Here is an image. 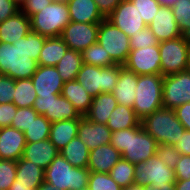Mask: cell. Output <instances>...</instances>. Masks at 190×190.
Wrapping results in <instances>:
<instances>
[{
  "label": "cell",
  "instance_id": "obj_50",
  "mask_svg": "<svg viewBox=\"0 0 190 190\" xmlns=\"http://www.w3.org/2000/svg\"><path fill=\"white\" fill-rule=\"evenodd\" d=\"M175 113L186 130L190 131V102L176 107Z\"/></svg>",
  "mask_w": 190,
  "mask_h": 190
},
{
  "label": "cell",
  "instance_id": "obj_31",
  "mask_svg": "<svg viewBox=\"0 0 190 190\" xmlns=\"http://www.w3.org/2000/svg\"><path fill=\"white\" fill-rule=\"evenodd\" d=\"M16 179L18 184L40 185L44 181L45 169L24 158L16 161Z\"/></svg>",
  "mask_w": 190,
  "mask_h": 190
},
{
  "label": "cell",
  "instance_id": "obj_37",
  "mask_svg": "<svg viewBox=\"0 0 190 190\" xmlns=\"http://www.w3.org/2000/svg\"><path fill=\"white\" fill-rule=\"evenodd\" d=\"M171 8L182 36L190 37V0H177Z\"/></svg>",
  "mask_w": 190,
  "mask_h": 190
},
{
  "label": "cell",
  "instance_id": "obj_25",
  "mask_svg": "<svg viewBox=\"0 0 190 190\" xmlns=\"http://www.w3.org/2000/svg\"><path fill=\"white\" fill-rule=\"evenodd\" d=\"M118 105L112 93L103 92L92 98L91 107L84 115L91 122L107 124L110 114Z\"/></svg>",
  "mask_w": 190,
  "mask_h": 190
},
{
  "label": "cell",
  "instance_id": "obj_35",
  "mask_svg": "<svg viewBox=\"0 0 190 190\" xmlns=\"http://www.w3.org/2000/svg\"><path fill=\"white\" fill-rule=\"evenodd\" d=\"M51 122L38 114L28 129L24 132L26 142H38L49 139Z\"/></svg>",
  "mask_w": 190,
  "mask_h": 190
},
{
  "label": "cell",
  "instance_id": "obj_51",
  "mask_svg": "<svg viewBox=\"0 0 190 190\" xmlns=\"http://www.w3.org/2000/svg\"><path fill=\"white\" fill-rule=\"evenodd\" d=\"M181 155H190V131L185 130L175 145Z\"/></svg>",
  "mask_w": 190,
  "mask_h": 190
},
{
  "label": "cell",
  "instance_id": "obj_40",
  "mask_svg": "<svg viewBox=\"0 0 190 190\" xmlns=\"http://www.w3.org/2000/svg\"><path fill=\"white\" fill-rule=\"evenodd\" d=\"M17 164L13 160H0V190H8L15 181Z\"/></svg>",
  "mask_w": 190,
  "mask_h": 190
},
{
  "label": "cell",
  "instance_id": "obj_6",
  "mask_svg": "<svg viewBox=\"0 0 190 190\" xmlns=\"http://www.w3.org/2000/svg\"><path fill=\"white\" fill-rule=\"evenodd\" d=\"M70 21L67 2L52 1L30 17L31 30L45 37L61 36Z\"/></svg>",
  "mask_w": 190,
  "mask_h": 190
},
{
  "label": "cell",
  "instance_id": "obj_12",
  "mask_svg": "<svg viewBox=\"0 0 190 190\" xmlns=\"http://www.w3.org/2000/svg\"><path fill=\"white\" fill-rule=\"evenodd\" d=\"M33 108L51 123L62 120L80 119L82 117L74 108L73 104L61 94L57 97H37Z\"/></svg>",
  "mask_w": 190,
  "mask_h": 190
},
{
  "label": "cell",
  "instance_id": "obj_39",
  "mask_svg": "<svg viewBox=\"0 0 190 190\" xmlns=\"http://www.w3.org/2000/svg\"><path fill=\"white\" fill-rule=\"evenodd\" d=\"M38 113L33 107H17V112L13 118L10 127L22 131L23 133L28 129L33 119L37 117Z\"/></svg>",
  "mask_w": 190,
  "mask_h": 190
},
{
  "label": "cell",
  "instance_id": "obj_43",
  "mask_svg": "<svg viewBox=\"0 0 190 190\" xmlns=\"http://www.w3.org/2000/svg\"><path fill=\"white\" fill-rule=\"evenodd\" d=\"M156 155L166 166L172 170L176 169L177 162L181 156L175 146L164 144L157 146Z\"/></svg>",
  "mask_w": 190,
  "mask_h": 190
},
{
  "label": "cell",
  "instance_id": "obj_38",
  "mask_svg": "<svg viewBox=\"0 0 190 190\" xmlns=\"http://www.w3.org/2000/svg\"><path fill=\"white\" fill-rule=\"evenodd\" d=\"M89 190H122L109 173L90 172L88 181Z\"/></svg>",
  "mask_w": 190,
  "mask_h": 190
},
{
  "label": "cell",
  "instance_id": "obj_8",
  "mask_svg": "<svg viewBox=\"0 0 190 190\" xmlns=\"http://www.w3.org/2000/svg\"><path fill=\"white\" fill-rule=\"evenodd\" d=\"M175 182L174 170L166 166L156 154L147 161H141L134 165V184L159 187L175 186Z\"/></svg>",
  "mask_w": 190,
  "mask_h": 190
},
{
  "label": "cell",
  "instance_id": "obj_7",
  "mask_svg": "<svg viewBox=\"0 0 190 190\" xmlns=\"http://www.w3.org/2000/svg\"><path fill=\"white\" fill-rule=\"evenodd\" d=\"M121 65L108 67L83 64L76 80L82 84L88 94L95 97L103 92L111 93L119 78Z\"/></svg>",
  "mask_w": 190,
  "mask_h": 190
},
{
  "label": "cell",
  "instance_id": "obj_47",
  "mask_svg": "<svg viewBox=\"0 0 190 190\" xmlns=\"http://www.w3.org/2000/svg\"><path fill=\"white\" fill-rule=\"evenodd\" d=\"M52 0H26L20 10L29 18L49 5Z\"/></svg>",
  "mask_w": 190,
  "mask_h": 190
},
{
  "label": "cell",
  "instance_id": "obj_48",
  "mask_svg": "<svg viewBox=\"0 0 190 190\" xmlns=\"http://www.w3.org/2000/svg\"><path fill=\"white\" fill-rule=\"evenodd\" d=\"M100 13L106 19L123 0H94Z\"/></svg>",
  "mask_w": 190,
  "mask_h": 190
},
{
  "label": "cell",
  "instance_id": "obj_49",
  "mask_svg": "<svg viewBox=\"0 0 190 190\" xmlns=\"http://www.w3.org/2000/svg\"><path fill=\"white\" fill-rule=\"evenodd\" d=\"M20 8L11 0H0V23L18 12Z\"/></svg>",
  "mask_w": 190,
  "mask_h": 190
},
{
  "label": "cell",
  "instance_id": "obj_16",
  "mask_svg": "<svg viewBox=\"0 0 190 190\" xmlns=\"http://www.w3.org/2000/svg\"><path fill=\"white\" fill-rule=\"evenodd\" d=\"M31 79L37 97H57L61 94L64 81L55 66L38 65Z\"/></svg>",
  "mask_w": 190,
  "mask_h": 190
},
{
  "label": "cell",
  "instance_id": "obj_52",
  "mask_svg": "<svg viewBox=\"0 0 190 190\" xmlns=\"http://www.w3.org/2000/svg\"><path fill=\"white\" fill-rule=\"evenodd\" d=\"M39 185H24L14 181L8 190H37Z\"/></svg>",
  "mask_w": 190,
  "mask_h": 190
},
{
  "label": "cell",
  "instance_id": "obj_20",
  "mask_svg": "<svg viewBox=\"0 0 190 190\" xmlns=\"http://www.w3.org/2000/svg\"><path fill=\"white\" fill-rule=\"evenodd\" d=\"M31 29L30 18L21 10L0 23V42L13 44Z\"/></svg>",
  "mask_w": 190,
  "mask_h": 190
},
{
  "label": "cell",
  "instance_id": "obj_58",
  "mask_svg": "<svg viewBox=\"0 0 190 190\" xmlns=\"http://www.w3.org/2000/svg\"><path fill=\"white\" fill-rule=\"evenodd\" d=\"M122 190H144V187L137 184H131L130 186H127Z\"/></svg>",
  "mask_w": 190,
  "mask_h": 190
},
{
  "label": "cell",
  "instance_id": "obj_34",
  "mask_svg": "<svg viewBox=\"0 0 190 190\" xmlns=\"http://www.w3.org/2000/svg\"><path fill=\"white\" fill-rule=\"evenodd\" d=\"M82 60L86 65H94L100 67H108L116 64L110 57L109 53L105 51L104 47L100 43L88 46L82 52Z\"/></svg>",
  "mask_w": 190,
  "mask_h": 190
},
{
  "label": "cell",
  "instance_id": "obj_46",
  "mask_svg": "<svg viewBox=\"0 0 190 190\" xmlns=\"http://www.w3.org/2000/svg\"><path fill=\"white\" fill-rule=\"evenodd\" d=\"M174 172L176 180L190 179V155L180 156Z\"/></svg>",
  "mask_w": 190,
  "mask_h": 190
},
{
  "label": "cell",
  "instance_id": "obj_29",
  "mask_svg": "<svg viewBox=\"0 0 190 190\" xmlns=\"http://www.w3.org/2000/svg\"><path fill=\"white\" fill-rule=\"evenodd\" d=\"M140 122L141 120L137 117L133 108L118 104L110 114L106 126L114 132L137 127Z\"/></svg>",
  "mask_w": 190,
  "mask_h": 190
},
{
  "label": "cell",
  "instance_id": "obj_23",
  "mask_svg": "<svg viewBox=\"0 0 190 190\" xmlns=\"http://www.w3.org/2000/svg\"><path fill=\"white\" fill-rule=\"evenodd\" d=\"M137 78L138 75L134 71L121 65L118 81L111 92L118 104L133 108L136 97Z\"/></svg>",
  "mask_w": 190,
  "mask_h": 190
},
{
  "label": "cell",
  "instance_id": "obj_55",
  "mask_svg": "<svg viewBox=\"0 0 190 190\" xmlns=\"http://www.w3.org/2000/svg\"><path fill=\"white\" fill-rule=\"evenodd\" d=\"M143 187H144V190H175V186L152 187L151 185H147Z\"/></svg>",
  "mask_w": 190,
  "mask_h": 190
},
{
  "label": "cell",
  "instance_id": "obj_41",
  "mask_svg": "<svg viewBox=\"0 0 190 190\" xmlns=\"http://www.w3.org/2000/svg\"><path fill=\"white\" fill-rule=\"evenodd\" d=\"M137 8L140 16L148 26L157 14L160 4L157 0H130Z\"/></svg>",
  "mask_w": 190,
  "mask_h": 190
},
{
  "label": "cell",
  "instance_id": "obj_61",
  "mask_svg": "<svg viewBox=\"0 0 190 190\" xmlns=\"http://www.w3.org/2000/svg\"><path fill=\"white\" fill-rule=\"evenodd\" d=\"M81 190H89V189H88V187H85V188H83V189H81Z\"/></svg>",
  "mask_w": 190,
  "mask_h": 190
},
{
  "label": "cell",
  "instance_id": "obj_24",
  "mask_svg": "<svg viewBox=\"0 0 190 190\" xmlns=\"http://www.w3.org/2000/svg\"><path fill=\"white\" fill-rule=\"evenodd\" d=\"M70 20L79 23H100L105 18L94 0H68Z\"/></svg>",
  "mask_w": 190,
  "mask_h": 190
},
{
  "label": "cell",
  "instance_id": "obj_26",
  "mask_svg": "<svg viewBox=\"0 0 190 190\" xmlns=\"http://www.w3.org/2000/svg\"><path fill=\"white\" fill-rule=\"evenodd\" d=\"M61 95L73 104L81 116H84L91 107L93 97L77 80L65 82Z\"/></svg>",
  "mask_w": 190,
  "mask_h": 190
},
{
  "label": "cell",
  "instance_id": "obj_4",
  "mask_svg": "<svg viewBox=\"0 0 190 190\" xmlns=\"http://www.w3.org/2000/svg\"><path fill=\"white\" fill-rule=\"evenodd\" d=\"M90 171L72 166L60 153L45 169L44 181L62 190H81L88 187Z\"/></svg>",
  "mask_w": 190,
  "mask_h": 190
},
{
  "label": "cell",
  "instance_id": "obj_21",
  "mask_svg": "<svg viewBox=\"0 0 190 190\" xmlns=\"http://www.w3.org/2000/svg\"><path fill=\"white\" fill-rule=\"evenodd\" d=\"M120 158V152L111 144L101 145L89 151L87 169L90 172L109 173Z\"/></svg>",
  "mask_w": 190,
  "mask_h": 190
},
{
  "label": "cell",
  "instance_id": "obj_10",
  "mask_svg": "<svg viewBox=\"0 0 190 190\" xmlns=\"http://www.w3.org/2000/svg\"><path fill=\"white\" fill-rule=\"evenodd\" d=\"M161 75L168 76L188 70L187 37L179 36L159 42Z\"/></svg>",
  "mask_w": 190,
  "mask_h": 190
},
{
  "label": "cell",
  "instance_id": "obj_56",
  "mask_svg": "<svg viewBox=\"0 0 190 190\" xmlns=\"http://www.w3.org/2000/svg\"><path fill=\"white\" fill-rule=\"evenodd\" d=\"M157 2L162 6L172 7L176 4L177 0H157Z\"/></svg>",
  "mask_w": 190,
  "mask_h": 190
},
{
  "label": "cell",
  "instance_id": "obj_2",
  "mask_svg": "<svg viewBox=\"0 0 190 190\" xmlns=\"http://www.w3.org/2000/svg\"><path fill=\"white\" fill-rule=\"evenodd\" d=\"M110 144L121 157L131 164L147 161L157 152V141L145 131L141 124L125 130L112 132Z\"/></svg>",
  "mask_w": 190,
  "mask_h": 190
},
{
  "label": "cell",
  "instance_id": "obj_53",
  "mask_svg": "<svg viewBox=\"0 0 190 190\" xmlns=\"http://www.w3.org/2000/svg\"><path fill=\"white\" fill-rule=\"evenodd\" d=\"M175 190H190V179L189 180H176Z\"/></svg>",
  "mask_w": 190,
  "mask_h": 190
},
{
  "label": "cell",
  "instance_id": "obj_17",
  "mask_svg": "<svg viewBox=\"0 0 190 190\" xmlns=\"http://www.w3.org/2000/svg\"><path fill=\"white\" fill-rule=\"evenodd\" d=\"M111 136L112 131L105 124L91 122L84 116L80 118L78 137L89 151L98 146L110 144Z\"/></svg>",
  "mask_w": 190,
  "mask_h": 190
},
{
  "label": "cell",
  "instance_id": "obj_45",
  "mask_svg": "<svg viewBox=\"0 0 190 190\" xmlns=\"http://www.w3.org/2000/svg\"><path fill=\"white\" fill-rule=\"evenodd\" d=\"M17 112V107L13 103L0 104V128L10 127Z\"/></svg>",
  "mask_w": 190,
  "mask_h": 190
},
{
  "label": "cell",
  "instance_id": "obj_1",
  "mask_svg": "<svg viewBox=\"0 0 190 190\" xmlns=\"http://www.w3.org/2000/svg\"><path fill=\"white\" fill-rule=\"evenodd\" d=\"M46 38L30 29L26 36L13 44L0 42V74L14 80L31 78L37 70Z\"/></svg>",
  "mask_w": 190,
  "mask_h": 190
},
{
  "label": "cell",
  "instance_id": "obj_18",
  "mask_svg": "<svg viewBox=\"0 0 190 190\" xmlns=\"http://www.w3.org/2000/svg\"><path fill=\"white\" fill-rule=\"evenodd\" d=\"M158 42L181 36L171 7L160 6L152 22L148 25Z\"/></svg>",
  "mask_w": 190,
  "mask_h": 190
},
{
  "label": "cell",
  "instance_id": "obj_54",
  "mask_svg": "<svg viewBox=\"0 0 190 190\" xmlns=\"http://www.w3.org/2000/svg\"><path fill=\"white\" fill-rule=\"evenodd\" d=\"M37 190H62L59 188H56L54 185L47 183L46 181H43Z\"/></svg>",
  "mask_w": 190,
  "mask_h": 190
},
{
  "label": "cell",
  "instance_id": "obj_57",
  "mask_svg": "<svg viewBox=\"0 0 190 190\" xmlns=\"http://www.w3.org/2000/svg\"><path fill=\"white\" fill-rule=\"evenodd\" d=\"M187 66L188 70H190V38L187 37Z\"/></svg>",
  "mask_w": 190,
  "mask_h": 190
},
{
  "label": "cell",
  "instance_id": "obj_59",
  "mask_svg": "<svg viewBox=\"0 0 190 190\" xmlns=\"http://www.w3.org/2000/svg\"><path fill=\"white\" fill-rule=\"evenodd\" d=\"M15 5H17L19 8H21L24 4H25V2H26V0H11Z\"/></svg>",
  "mask_w": 190,
  "mask_h": 190
},
{
  "label": "cell",
  "instance_id": "obj_32",
  "mask_svg": "<svg viewBox=\"0 0 190 190\" xmlns=\"http://www.w3.org/2000/svg\"><path fill=\"white\" fill-rule=\"evenodd\" d=\"M83 64L81 52L68 49L55 67L65 83L76 80L77 74Z\"/></svg>",
  "mask_w": 190,
  "mask_h": 190
},
{
  "label": "cell",
  "instance_id": "obj_42",
  "mask_svg": "<svg viewBox=\"0 0 190 190\" xmlns=\"http://www.w3.org/2000/svg\"><path fill=\"white\" fill-rule=\"evenodd\" d=\"M154 45H159V42L148 26L142 29L140 33H134L130 37L131 50H136Z\"/></svg>",
  "mask_w": 190,
  "mask_h": 190
},
{
  "label": "cell",
  "instance_id": "obj_22",
  "mask_svg": "<svg viewBox=\"0 0 190 190\" xmlns=\"http://www.w3.org/2000/svg\"><path fill=\"white\" fill-rule=\"evenodd\" d=\"M59 151L49 140L27 142L23 150L22 158L46 169L58 155Z\"/></svg>",
  "mask_w": 190,
  "mask_h": 190
},
{
  "label": "cell",
  "instance_id": "obj_14",
  "mask_svg": "<svg viewBox=\"0 0 190 190\" xmlns=\"http://www.w3.org/2000/svg\"><path fill=\"white\" fill-rule=\"evenodd\" d=\"M129 38L147 27L137 8L130 0H123L106 18Z\"/></svg>",
  "mask_w": 190,
  "mask_h": 190
},
{
  "label": "cell",
  "instance_id": "obj_60",
  "mask_svg": "<svg viewBox=\"0 0 190 190\" xmlns=\"http://www.w3.org/2000/svg\"><path fill=\"white\" fill-rule=\"evenodd\" d=\"M52 1H56V2H68V0H52Z\"/></svg>",
  "mask_w": 190,
  "mask_h": 190
},
{
  "label": "cell",
  "instance_id": "obj_11",
  "mask_svg": "<svg viewBox=\"0 0 190 190\" xmlns=\"http://www.w3.org/2000/svg\"><path fill=\"white\" fill-rule=\"evenodd\" d=\"M190 102V70L164 76L162 107L175 109Z\"/></svg>",
  "mask_w": 190,
  "mask_h": 190
},
{
  "label": "cell",
  "instance_id": "obj_44",
  "mask_svg": "<svg viewBox=\"0 0 190 190\" xmlns=\"http://www.w3.org/2000/svg\"><path fill=\"white\" fill-rule=\"evenodd\" d=\"M15 80L0 74V104L12 103L14 99Z\"/></svg>",
  "mask_w": 190,
  "mask_h": 190
},
{
  "label": "cell",
  "instance_id": "obj_3",
  "mask_svg": "<svg viewBox=\"0 0 190 190\" xmlns=\"http://www.w3.org/2000/svg\"><path fill=\"white\" fill-rule=\"evenodd\" d=\"M140 124L158 145L175 146L186 130L177 118L175 110L163 107L144 117Z\"/></svg>",
  "mask_w": 190,
  "mask_h": 190
},
{
  "label": "cell",
  "instance_id": "obj_28",
  "mask_svg": "<svg viewBox=\"0 0 190 190\" xmlns=\"http://www.w3.org/2000/svg\"><path fill=\"white\" fill-rule=\"evenodd\" d=\"M68 49L69 47L60 36L47 37L40 52L38 65L55 66Z\"/></svg>",
  "mask_w": 190,
  "mask_h": 190
},
{
  "label": "cell",
  "instance_id": "obj_13",
  "mask_svg": "<svg viewBox=\"0 0 190 190\" xmlns=\"http://www.w3.org/2000/svg\"><path fill=\"white\" fill-rule=\"evenodd\" d=\"M99 23H79L70 21L63 29L61 39L69 49L82 52L98 41Z\"/></svg>",
  "mask_w": 190,
  "mask_h": 190
},
{
  "label": "cell",
  "instance_id": "obj_5",
  "mask_svg": "<svg viewBox=\"0 0 190 190\" xmlns=\"http://www.w3.org/2000/svg\"><path fill=\"white\" fill-rule=\"evenodd\" d=\"M163 79L161 74L138 75L133 109L140 120L162 108Z\"/></svg>",
  "mask_w": 190,
  "mask_h": 190
},
{
  "label": "cell",
  "instance_id": "obj_30",
  "mask_svg": "<svg viewBox=\"0 0 190 190\" xmlns=\"http://www.w3.org/2000/svg\"><path fill=\"white\" fill-rule=\"evenodd\" d=\"M59 153L72 166L88 168L89 149L78 136L74 137Z\"/></svg>",
  "mask_w": 190,
  "mask_h": 190
},
{
  "label": "cell",
  "instance_id": "obj_27",
  "mask_svg": "<svg viewBox=\"0 0 190 190\" xmlns=\"http://www.w3.org/2000/svg\"><path fill=\"white\" fill-rule=\"evenodd\" d=\"M79 121L80 119H71L51 123L49 140L58 151L78 136Z\"/></svg>",
  "mask_w": 190,
  "mask_h": 190
},
{
  "label": "cell",
  "instance_id": "obj_36",
  "mask_svg": "<svg viewBox=\"0 0 190 190\" xmlns=\"http://www.w3.org/2000/svg\"><path fill=\"white\" fill-rule=\"evenodd\" d=\"M109 174L121 188L134 184V164H131L122 157L114 165Z\"/></svg>",
  "mask_w": 190,
  "mask_h": 190
},
{
  "label": "cell",
  "instance_id": "obj_19",
  "mask_svg": "<svg viewBox=\"0 0 190 190\" xmlns=\"http://www.w3.org/2000/svg\"><path fill=\"white\" fill-rule=\"evenodd\" d=\"M26 143L22 131L12 127L0 128V160H19Z\"/></svg>",
  "mask_w": 190,
  "mask_h": 190
},
{
  "label": "cell",
  "instance_id": "obj_15",
  "mask_svg": "<svg viewBox=\"0 0 190 190\" xmlns=\"http://www.w3.org/2000/svg\"><path fill=\"white\" fill-rule=\"evenodd\" d=\"M159 46H148L131 50L126 63L127 69L137 75L161 74Z\"/></svg>",
  "mask_w": 190,
  "mask_h": 190
},
{
  "label": "cell",
  "instance_id": "obj_9",
  "mask_svg": "<svg viewBox=\"0 0 190 190\" xmlns=\"http://www.w3.org/2000/svg\"><path fill=\"white\" fill-rule=\"evenodd\" d=\"M97 42L104 47L116 64L126 63L131 51L130 38L107 19L99 23Z\"/></svg>",
  "mask_w": 190,
  "mask_h": 190
},
{
  "label": "cell",
  "instance_id": "obj_33",
  "mask_svg": "<svg viewBox=\"0 0 190 190\" xmlns=\"http://www.w3.org/2000/svg\"><path fill=\"white\" fill-rule=\"evenodd\" d=\"M37 98L31 78L15 80L13 104L18 108L33 107Z\"/></svg>",
  "mask_w": 190,
  "mask_h": 190
}]
</instances>
